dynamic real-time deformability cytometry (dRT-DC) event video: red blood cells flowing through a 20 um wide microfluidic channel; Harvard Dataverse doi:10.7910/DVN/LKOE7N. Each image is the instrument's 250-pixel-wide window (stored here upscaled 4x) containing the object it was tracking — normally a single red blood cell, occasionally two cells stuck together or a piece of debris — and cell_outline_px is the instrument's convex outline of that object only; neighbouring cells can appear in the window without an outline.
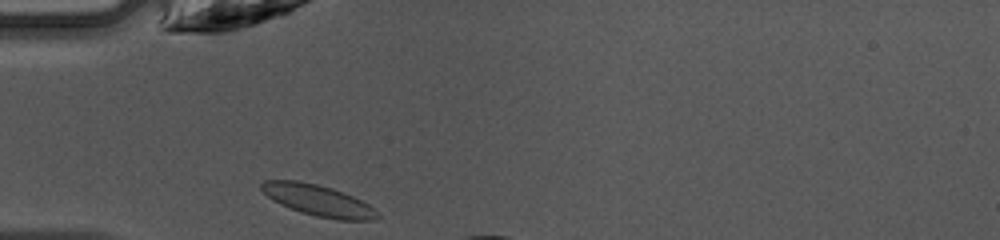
{"species": "common noctule bat (a hibernating species)", "species_latin": "Nyctalus noctula", "temperature_condition": "warm", "stored_images_in_passage": 4, "camera_frame_rate_fps": 3000, "um_per_image_px": 0.085, "animal": {"sex": "female", "body_mass_g": 10.0, "forearm_length_mm": 53.1}, "frame": {"image": 1, "passage_image": 1, "time_ms": 0.0, "image_size_px": [1000, 240], "cell_outline_px": [[380, 216], [376, 220], [336, 220], [316, 216], [300, 212], [280, 204], [272, 200], [260, 188], [260, 184], [264, 180], [296, 180], [316, 184], [332, 188], [344, 192], [368, 204]], "centroid_in_image_um": [27.02, 17.03], "position_along_channel_um": 58.0, "area_um2": 20.98}}